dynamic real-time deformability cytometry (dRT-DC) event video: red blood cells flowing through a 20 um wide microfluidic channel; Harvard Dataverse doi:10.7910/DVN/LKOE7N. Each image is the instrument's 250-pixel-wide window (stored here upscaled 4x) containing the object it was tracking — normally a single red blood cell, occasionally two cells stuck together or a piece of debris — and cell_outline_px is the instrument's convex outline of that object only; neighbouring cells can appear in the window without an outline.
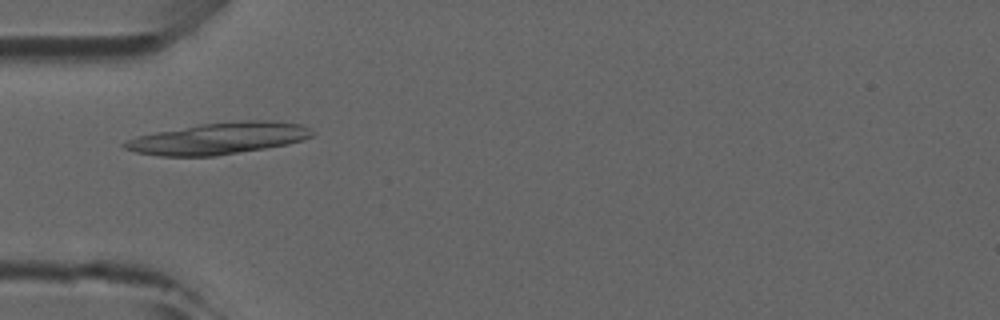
{"species": "common noctule bat (a hibernating species)", "species_latin": "Nyctalus noctula", "temperature_condition": "room temperature", "stored_images_in_passage": 40, "camera_frame_rate_fps": 3000, "um_per_image_px": 0.085, "animal": {"sex": "male", "forearm_length_mm": 52.5}, "frame": {"image": 1, "passage_image": 7, "time_ms": 2.0, "image_size_px": [1000, 320], "cell_outline_px": [[316, 132], [312, 136], [304, 140], [288, 144], [216, 156], [160, 156], [136, 152], [124, 148], [120, 144], [136, 136], [156, 132], [200, 124], [236, 120], [272, 120], [300, 124]], "centroid_in_image_um": [18.6, 11.76], "position_along_channel_um": 66.4, "area_um2": 34.68}}
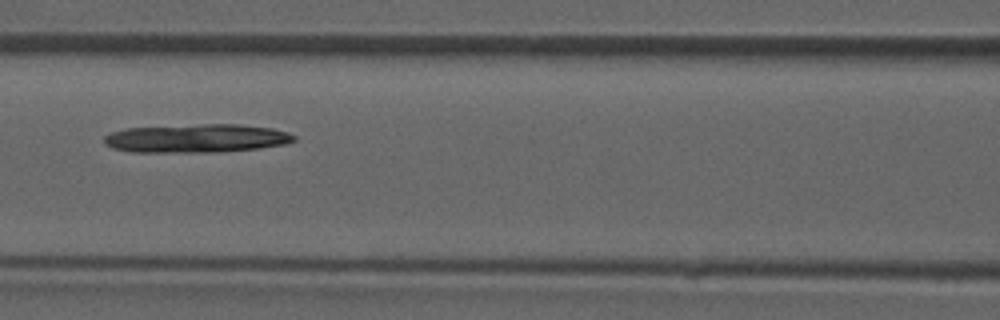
{"frame": {"image": 2, "passage_image": 13, "time_ms": 4.0, "image_size_px": [1000, 320], "cell_outline_px": [[296, 140], [284, 144], [260, 148], [216, 152], [132, 152], [112, 148], [104, 144], [104, 136], [112, 132], [124, 128], [204, 124], [240, 124], [272, 128], [288, 132], [296, 136]], "centroid_in_image_um": [16.7, 11.76], "position_along_channel_um": 149.9, "area_um2": 31.67}}
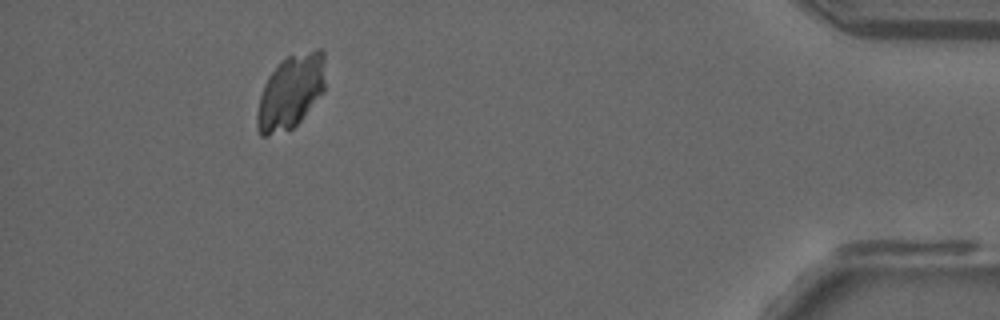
{"frame": {"image": 3, "passage_image": 36, "time_ms": 11.667, "image_size_px": [1000, 320], "cell_outline_px": [[324, 92], [300, 120], [292, 128], [268, 136], [260, 136], [256, 128], [256, 116], [260, 96], [264, 84], [268, 76], [288, 56], [316, 48], [320, 48], [324, 52]], "centroid_in_image_um": [24.7, 7.81], "position_along_channel_um": 410.5, "area_um2": 29.25}}